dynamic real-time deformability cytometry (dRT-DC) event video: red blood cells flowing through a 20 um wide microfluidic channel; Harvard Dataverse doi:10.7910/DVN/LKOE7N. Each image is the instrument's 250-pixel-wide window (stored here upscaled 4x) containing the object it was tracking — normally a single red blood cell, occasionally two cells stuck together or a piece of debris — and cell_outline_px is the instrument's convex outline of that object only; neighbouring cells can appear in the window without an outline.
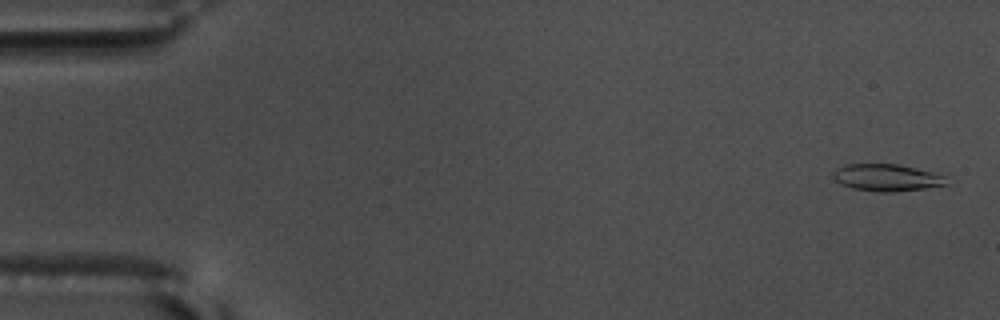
{"species": "common noctule bat (a hibernating species)", "species_latin": "Nyctalus noctula", "temperature_condition": "warm", "stored_images_in_passage": 57, "segment_of_instrument_passage": [1, 2], "camera_frame_rate_fps": 3000, "um_per_image_px": 0.085, "animal": {"sex": "male", "body_mass_g": 17.5, "forearm_length_mm": 52.3}, "frame": {"image": 1, "passage_image": 2, "time_ms": 0.333, "image_size_px": [1000, 320], "cell_outline_px": [[948, 184], [924, 188], [896, 192], [876, 192], [852, 188], [840, 184], [832, 176], [832, 172], [836, 168], [844, 164], [896, 164], [916, 168], [932, 172], [944, 176]], "centroid_in_image_um": [75.32, 15.1], "position_along_channel_um": 9.7, "area_um2": 17.86}}
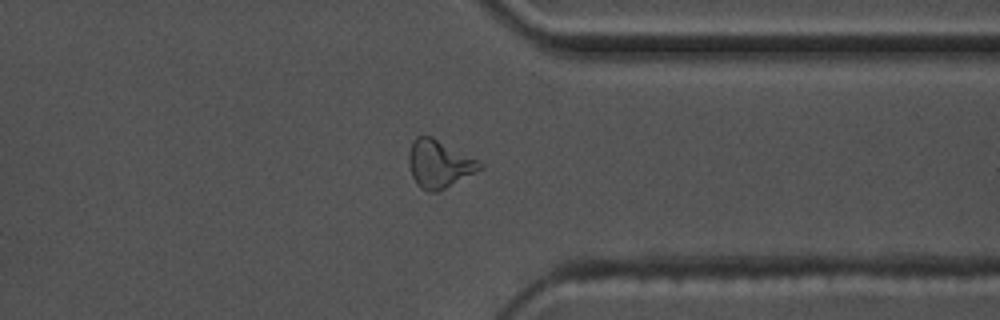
{"frame": {"image": 2, "passage_image": 44, "time_ms": 14.333, "image_size_px": [1000, 320], "cell_outline_px": [[484, 168], [436, 192], [428, 192], [420, 188], [416, 184], [412, 176], [408, 164], [408, 152], [412, 140], [416, 136], [432, 136], [484, 164]], "centroid_in_image_um": [37.28, 13.93], "position_along_channel_um": 374.1, "area_um2": 19.71}}